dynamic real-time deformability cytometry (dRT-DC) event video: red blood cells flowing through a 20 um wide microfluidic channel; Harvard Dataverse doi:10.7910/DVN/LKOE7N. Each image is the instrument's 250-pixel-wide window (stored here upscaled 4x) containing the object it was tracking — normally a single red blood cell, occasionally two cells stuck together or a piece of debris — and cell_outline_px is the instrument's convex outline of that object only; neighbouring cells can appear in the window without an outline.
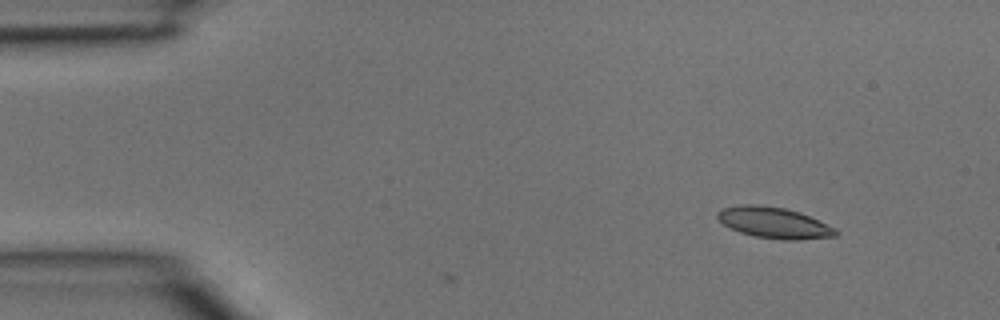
{"species": "common noctule bat (a hibernating species)", "species_latin": "Nyctalus noctula", "temperature_condition": "room temperature", "stored_images_in_passage": 4, "camera_frame_rate_fps": 3000, "um_per_image_px": 0.085, "animal": {"sex": "male", "body_mass_g": 15.6}, "frame": {"image": 1, "passage_image": 2, "time_ms": 0.333, "image_size_px": [1000, 320], "cell_outline_px": [[840, 232], [836, 236], [800, 240], [784, 240], [756, 236], [740, 232], [724, 224], [716, 216], [716, 212], [720, 208], [744, 204], [756, 204], [784, 208], [800, 212], [836, 228]], "centroid_in_image_um": [65.81, 18.93], "position_along_channel_um": 19.2, "area_um2": 21.39}}